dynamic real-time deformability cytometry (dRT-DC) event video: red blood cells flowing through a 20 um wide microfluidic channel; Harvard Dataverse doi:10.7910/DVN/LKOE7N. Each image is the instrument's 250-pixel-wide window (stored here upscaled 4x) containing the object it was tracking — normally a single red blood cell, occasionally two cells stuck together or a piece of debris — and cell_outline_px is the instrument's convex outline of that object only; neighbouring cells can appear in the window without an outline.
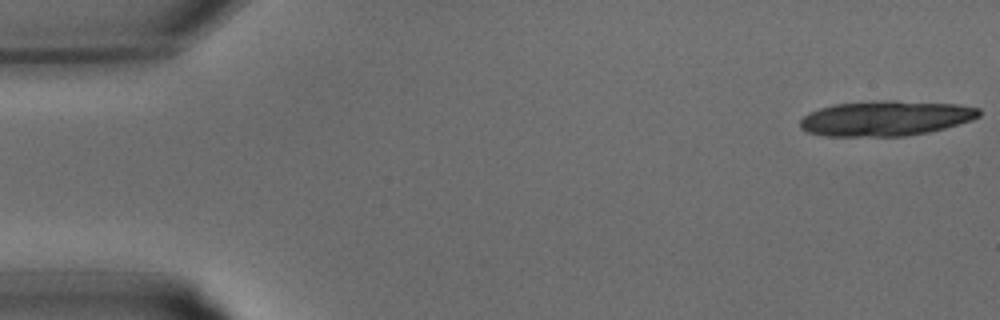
{"species": "common noctule bat (a hibernating species)", "species_latin": "Nyctalus noctula", "temperature_condition": "warm", "stored_images_in_passage": 12, "camera_frame_rate_fps": 3000, "um_per_image_px": 0.085, "animal": {"sex": "male", "body_mass_g": 15.6}, "frame": {"image": 1, "passage_image": 1, "time_ms": 0.0, "image_size_px": [1000, 320], "cell_outline_px": [[980, 116], [972, 120], [944, 128], [928, 132], [904, 136], [824, 136], [808, 132], [800, 128], [800, 120], [808, 112], [832, 104], [872, 100], [896, 100], [956, 104], [980, 108]], "centroid_in_image_um": [75.26, 10.04], "position_along_channel_um": 9.7, "area_um2": 36.93}}
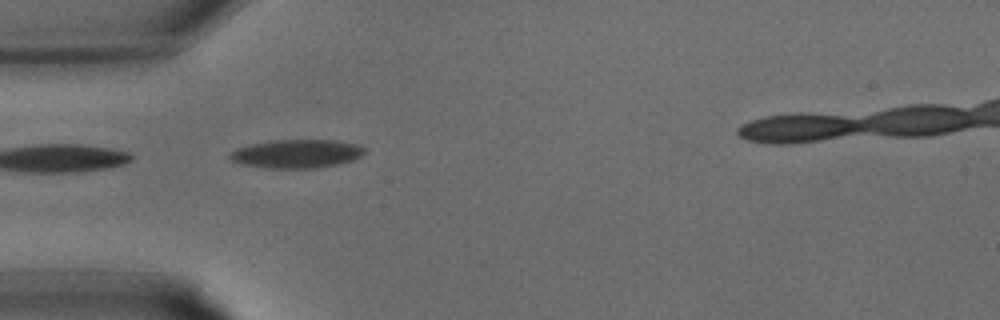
{"frame": {"image": 2, "passage_image": 10, "time_ms": 3.0, "image_size_px": [1000, 320], "cell_outline_px": [[364, 152], [360, 156], [352, 160], [336, 164], [316, 168], [268, 168], [244, 164], [232, 160], [228, 156], [236, 148], [248, 144], [276, 140], [336, 140], [356, 144], [364, 148]], "centroid_in_image_um": [25.2, 13.06], "position_along_channel_um": 59.8, "area_um2": 22.14}}